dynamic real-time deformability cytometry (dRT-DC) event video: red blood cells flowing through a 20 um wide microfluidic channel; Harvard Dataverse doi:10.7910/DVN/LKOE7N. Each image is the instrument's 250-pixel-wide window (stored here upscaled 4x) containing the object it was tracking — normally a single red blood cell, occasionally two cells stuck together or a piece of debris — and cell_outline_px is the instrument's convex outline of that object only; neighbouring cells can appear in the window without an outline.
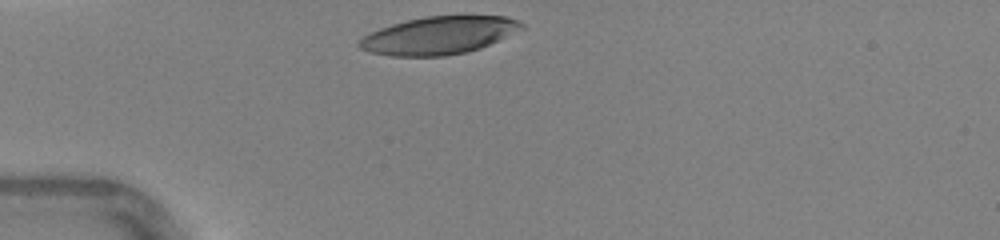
{"species": "human", "species_latin": "Homo sapiens", "temperature_condition": "warm", "stored_images_in_passage": 26, "camera_frame_rate_fps": 3000, "um_per_image_px": 0.085, "donor": {"sex": "female"}, "frame": {"image": 1, "passage_image": 1, "time_ms": 0.0, "image_size_px": [1000, 240], "cell_outline_px": [[524, 28], [480, 48], [468, 52], [444, 56], [392, 56], [368, 52], [360, 48], [356, 44], [364, 36], [380, 28], [392, 24], [424, 16], [508, 16], [524, 24]], "centroid_in_image_um": [37.29, 3.01], "position_along_channel_um": 47.7, "area_um2": 35.49}}
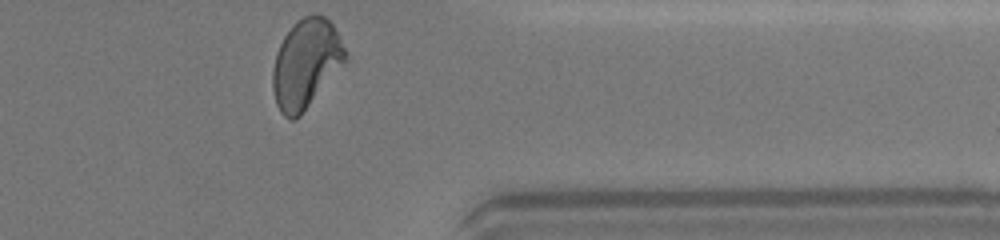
{"frame": {"image": 2, "passage_image": 26, "time_ms": 8.333, "image_size_px": [1000, 240], "cell_outline_px": [[348, 60], [300, 116], [296, 120], [292, 120], [284, 116], [280, 112], [276, 104], [272, 88], [272, 72], [276, 52], [284, 36], [304, 16], [324, 16], [332, 24], [348, 52]], "centroid_in_image_um": [26.01, 5.47], "position_along_channel_um": 385.4, "area_um2": 37.45}, "authors_computed_cell_mechanics": {"area_um2": 38.4081, "velocity_mm_per_s": 4.3988, "shape_relaxation_time_tau1_ms": 4.6619, "shape_relaxation_time_tau2_ms": 0.928, "deformation_change_tau1": 0.2182, "deformation_change_tau2": 0.0649}}